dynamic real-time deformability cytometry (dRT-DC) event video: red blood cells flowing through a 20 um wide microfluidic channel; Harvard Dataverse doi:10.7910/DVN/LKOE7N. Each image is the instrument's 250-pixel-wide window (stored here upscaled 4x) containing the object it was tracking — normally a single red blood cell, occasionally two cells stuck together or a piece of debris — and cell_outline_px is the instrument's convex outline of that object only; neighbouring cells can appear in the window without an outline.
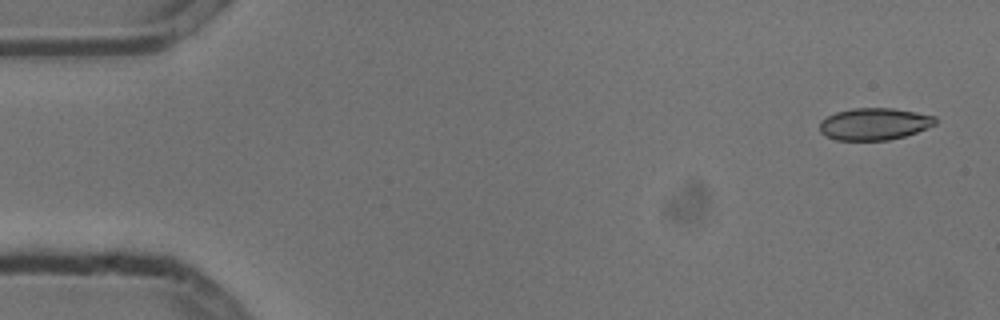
{"species": "common noctule bat (a hibernating species)", "species_latin": "Nyctalus noctula", "temperature_condition": "cold", "stored_images_in_passage": 5, "camera_frame_rate_fps": 3000, "um_per_image_px": 0.085, "animal": {"sex": "male", "body_mass_g": 13.3}, "frame": {"image": 1, "passage_image": 1, "time_ms": 0.0, "image_size_px": [1000, 320], "cell_outline_px": [[936, 124], [916, 132], [904, 136], [888, 140], [836, 140], [820, 132], [820, 120], [836, 112], [852, 108], [892, 108], [916, 112], [936, 116]], "centroid_in_image_um": [74.32, 10.53], "position_along_channel_um": 10.7, "area_um2": 21.5}}
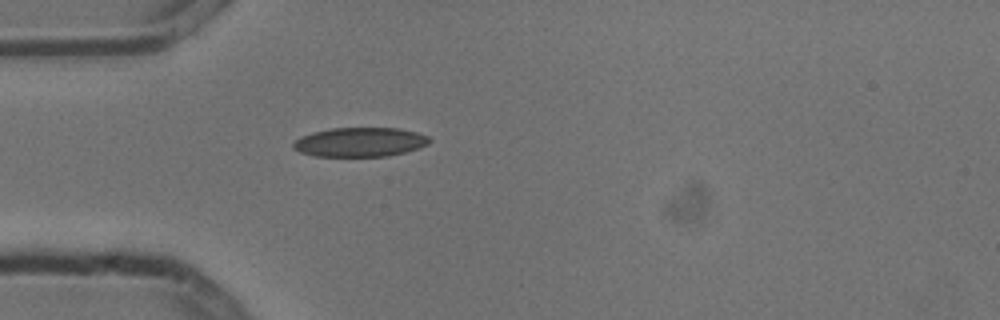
{"frame": {"image": 2, "passage_image": 5, "time_ms": 1.333, "image_size_px": [1000, 320], "cell_outline_px": [[432, 140], [428, 144], [420, 148], [388, 156], [312, 156], [300, 152], [292, 148], [292, 144], [300, 136], [312, 132], [332, 128], [400, 128], [416, 132], [428, 136]], "centroid_in_image_um": [30.59, 12.08], "position_along_channel_um": 54.4, "area_um2": 23.35}}